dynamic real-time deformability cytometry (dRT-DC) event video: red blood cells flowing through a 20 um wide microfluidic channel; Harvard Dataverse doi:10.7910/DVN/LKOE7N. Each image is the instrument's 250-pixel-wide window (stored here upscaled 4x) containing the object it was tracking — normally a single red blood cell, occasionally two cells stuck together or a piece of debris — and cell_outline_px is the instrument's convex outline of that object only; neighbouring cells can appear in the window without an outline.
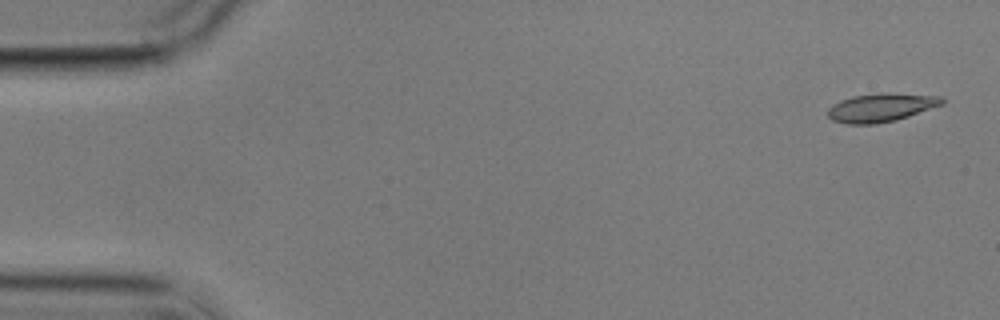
{"species": "common noctule bat (a hibernating species)", "species_latin": "Nyctalus noctula", "temperature_condition": "cold", "stored_images_in_passage": 5, "camera_frame_rate_fps": 3000, "um_per_image_px": 0.085, "animal": {"sex": "male", "body_mass_g": 17.9}, "frame": {"image": 1, "passage_image": 1, "time_ms": 0.0, "image_size_px": [1000, 320], "cell_outline_px": [[944, 104], [896, 120], [876, 124], [848, 124], [832, 120], [828, 116], [828, 108], [832, 104], [840, 100], [852, 96], [940, 96], [944, 100]], "centroid_in_image_um": [74.8, 9.21], "position_along_channel_um": 10.2, "area_um2": 17.74}}
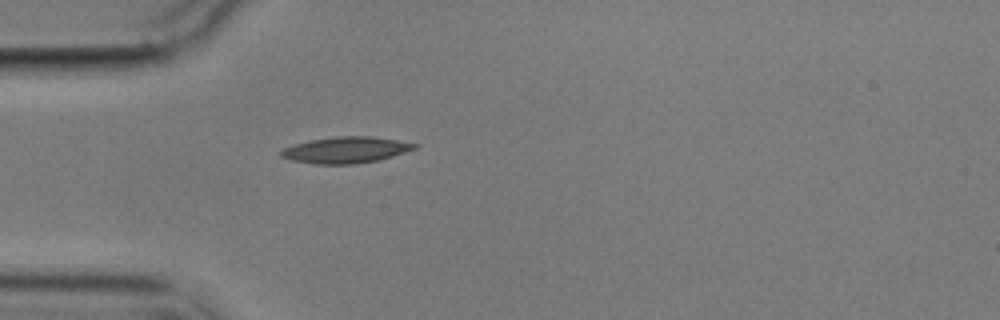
{"frame": {"image": 2, "passage_image": 5, "time_ms": 4.667, "image_size_px": [1000, 320], "cell_outline_px": [[420, 144], [416, 148], [392, 156], [376, 160], [356, 164], [316, 164], [292, 160], [280, 156], [280, 152], [284, 148], [296, 144], [312, 140], [336, 136], [372, 136]], "centroid_in_image_um": [29.41, 12.74], "position_along_channel_um": 55.6, "area_um2": 20.17}}